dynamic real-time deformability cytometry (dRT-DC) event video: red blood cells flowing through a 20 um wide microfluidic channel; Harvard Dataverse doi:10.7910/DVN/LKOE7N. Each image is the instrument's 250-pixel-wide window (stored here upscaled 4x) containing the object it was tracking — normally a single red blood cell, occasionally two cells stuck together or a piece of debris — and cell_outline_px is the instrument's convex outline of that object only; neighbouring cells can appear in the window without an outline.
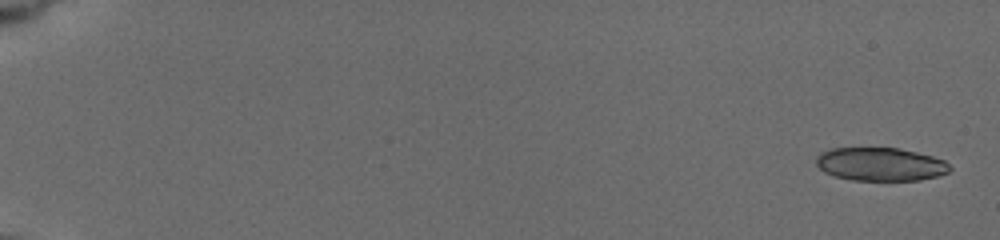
{"species": "common noctule bat (a hibernating species)", "species_latin": "Nyctalus noctula", "temperature_condition": "cold", "stored_images_in_passage": 9, "camera_frame_rate_fps": 3000, "um_per_image_px": 0.085, "animal": {"sex": "female", "body_mass_g": 19.5, "forearm_length_mm": 54.1}, "frame": {"image": 1, "passage_image": 1, "time_ms": 0.0, "image_size_px": [1000, 240], "cell_outline_px": [[952, 168], [948, 172], [936, 176], [920, 180], [852, 180], [836, 176], [824, 172], [816, 164], [816, 156], [820, 152], [832, 148], [896, 148], [916, 152], [932, 156], [944, 160]], "centroid_in_image_um": [74.82, 13.95], "position_along_channel_um": 10.2, "area_um2": 25.84}}
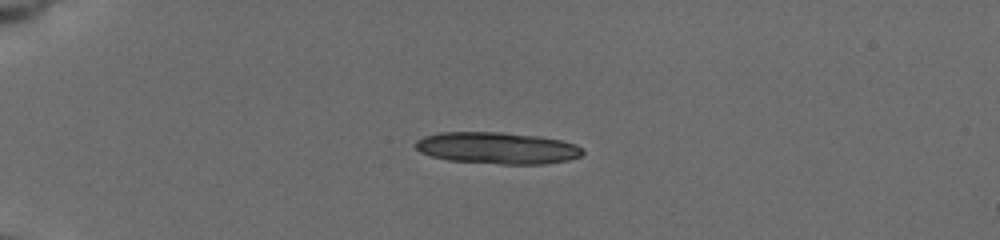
{"frame": {"image": 2, "passage_image": 6, "time_ms": 4.667, "image_size_px": [1000, 240], "cell_outline_px": [[584, 152], [580, 156], [568, 160], [544, 164], [500, 164], [448, 160], [432, 156], [420, 152], [416, 148], [416, 140], [424, 136], [440, 132], [504, 132], [540, 136], [560, 140], [576, 144]], "centroid_in_image_um": [42.26, 12.58], "position_along_channel_um": 42.7, "area_um2": 30.92}}